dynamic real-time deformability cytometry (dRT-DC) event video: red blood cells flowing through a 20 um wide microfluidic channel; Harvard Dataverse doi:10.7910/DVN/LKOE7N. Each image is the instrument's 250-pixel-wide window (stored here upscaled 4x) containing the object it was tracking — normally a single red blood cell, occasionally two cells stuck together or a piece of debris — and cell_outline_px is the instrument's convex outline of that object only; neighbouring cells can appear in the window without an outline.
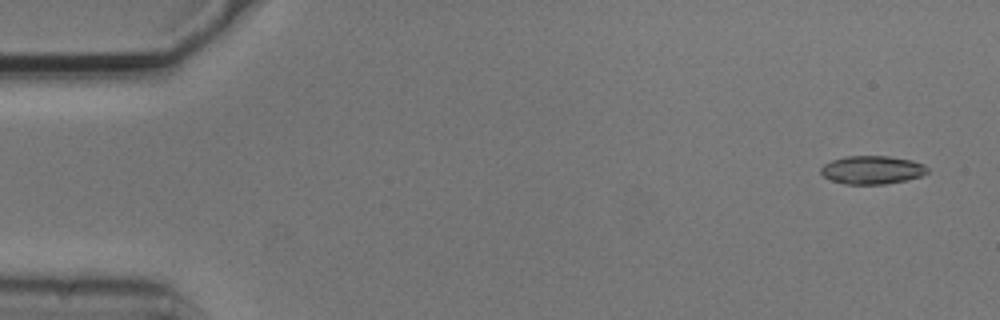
{"species": "common noctule bat (a hibernating species)", "species_latin": "Nyctalus noctula", "temperature_condition": "cold", "stored_images_in_passage": 5, "camera_frame_rate_fps": 3000, "um_per_image_px": 0.085, "animal": {"sex": "male", "body_mass_g": 20.5, "forearm_length_mm": 52.5}, "frame": {"image": 1, "passage_image": 1, "time_ms": 0.0, "image_size_px": [1000, 320], "cell_outline_px": [[928, 172], [920, 176], [908, 180], [884, 184], [844, 184], [832, 180], [824, 176], [820, 172], [820, 168], [824, 164], [832, 160], [844, 156], [888, 156], [912, 160], [924, 164], [928, 168]], "centroid_in_image_um": [74.13, 14.44], "position_along_channel_um": 10.9, "area_um2": 17.63}}
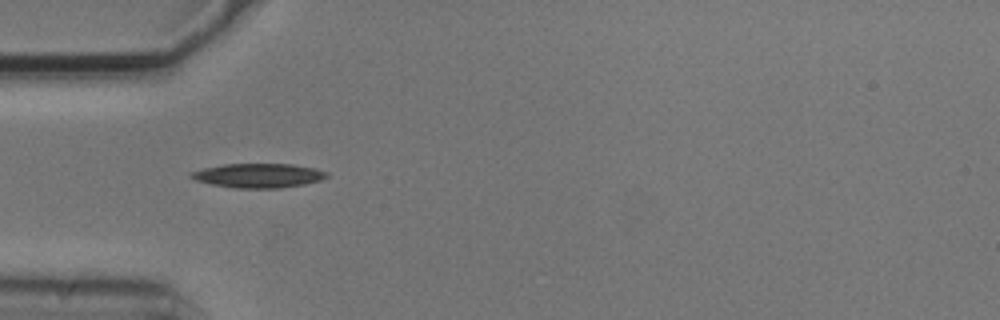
{"frame": {"image": 2, "passage_image": 4, "time_ms": 1.0, "image_size_px": [1000, 320], "cell_outline_px": [[328, 176], [320, 180], [304, 184], [280, 188], [236, 188], [212, 184], [196, 180], [188, 176], [188, 172], [204, 168], [224, 164], [292, 164], [312, 168], [328, 172]], "centroid_in_image_um": [21.93, 14.92], "position_along_channel_um": 63.1, "area_um2": 19.07}}
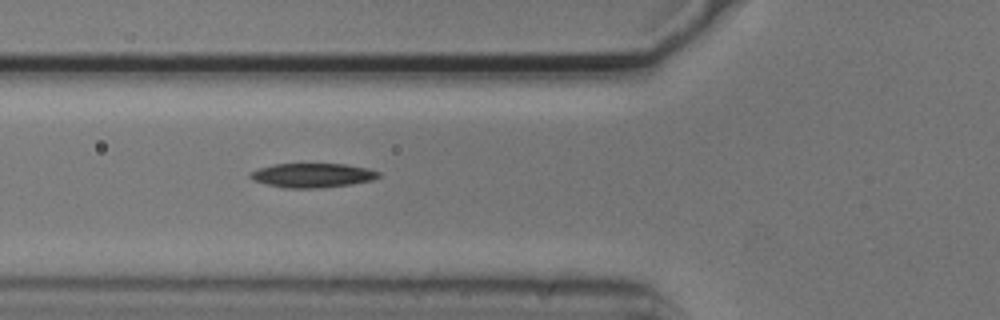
{"frame": {"image": 3, "passage_image": 5, "time_ms": 1.333, "image_size_px": [1000, 320], "cell_outline_px": [[380, 176], [372, 180], [352, 184], [316, 188], [284, 188], [252, 180], [248, 176], [252, 172], [260, 168], [272, 164], [344, 164], [368, 168], [380, 172]], "centroid_in_image_um": [26.57, 14.9], "position_along_channel_um": 99.2, "area_um2": 18.03}}